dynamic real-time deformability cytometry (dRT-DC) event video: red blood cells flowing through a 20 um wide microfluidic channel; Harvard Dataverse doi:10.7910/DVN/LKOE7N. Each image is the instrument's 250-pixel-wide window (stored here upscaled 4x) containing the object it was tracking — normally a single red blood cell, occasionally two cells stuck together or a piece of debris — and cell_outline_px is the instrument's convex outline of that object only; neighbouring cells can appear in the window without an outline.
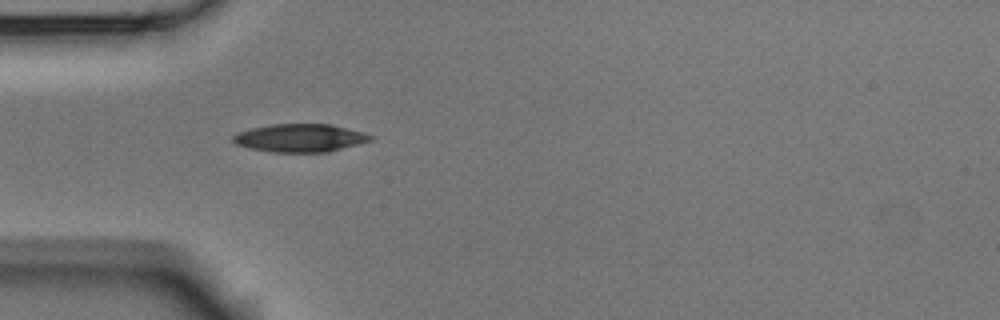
{"species": "Egyptian fruit bat (a non-hibernating species)", "species_latin": "Rousettus aegyptiacus", "temperature_condition": "room temperature", "stored_images_in_passage": 1, "camera_frame_rate_fps": 3000, "um_per_image_px": 0.085, "animal": {"sex": "male"}, "frame": {"image": 1, "passage_image": 1, "time_ms": 0.0, "image_size_px": [1000, 320], "cell_outline_px": [[376, 136], [372, 140], [328, 152], [272, 152], [248, 148], [236, 144], [232, 140], [232, 136], [240, 132], [252, 128], [272, 124], [332, 124]], "centroid_in_image_um": [25.51, 11.73], "position_along_channel_um": 59.5, "area_um2": 22.37}}